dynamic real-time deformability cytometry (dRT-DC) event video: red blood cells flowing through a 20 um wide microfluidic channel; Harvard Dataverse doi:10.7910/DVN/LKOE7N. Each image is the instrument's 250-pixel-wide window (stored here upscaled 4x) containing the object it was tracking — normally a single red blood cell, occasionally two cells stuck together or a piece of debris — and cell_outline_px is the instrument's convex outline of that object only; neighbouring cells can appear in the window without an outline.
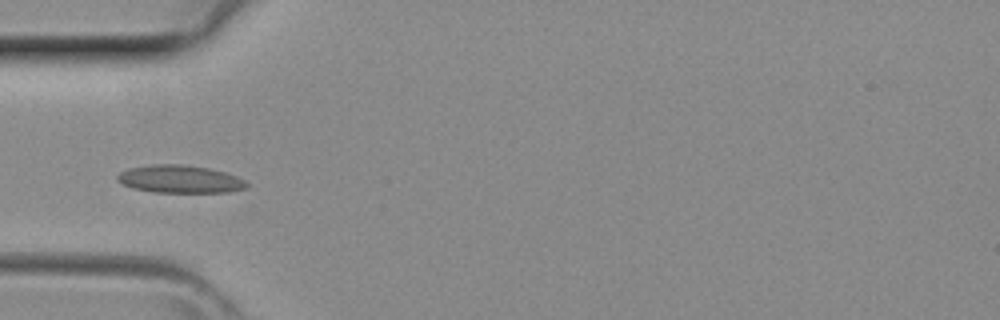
{"species": "common noctule bat (a hibernating species)", "species_latin": "Nyctalus noctula", "temperature_condition": "room temperature", "stored_images_in_passage": 38, "camera_frame_rate_fps": 3000, "um_per_image_px": 0.085, "animal": {"sex": "female", "body_mass_g": 29.2, "forearm_length_mm": 56.3}, "frame": {"image": 1, "passage_image": 10, "time_ms": 3.0, "image_size_px": [1000, 320], "cell_outline_px": [[248, 184], [244, 188], [228, 192], [156, 192], [132, 188], [116, 180], [116, 176], [120, 172], [128, 168], [152, 164], [184, 164], [208, 168], [224, 172], [236, 176], [244, 180]], "centroid_in_image_um": [15.25, 15.21], "position_along_channel_um": 69.7, "area_um2": 20.81}}
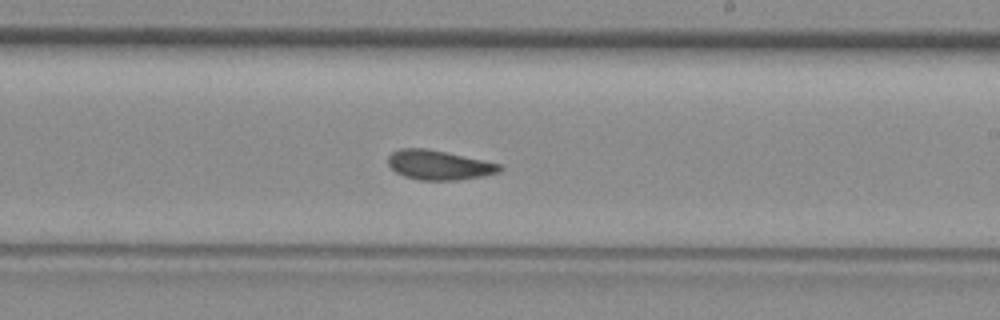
{"frame": {"image": 2, "passage_image": 21, "time_ms": 6.667, "image_size_px": [1000, 320], "cell_outline_px": [[504, 168], [500, 172], [484, 176], [456, 180], [420, 180], [404, 176], [396, 172], [388, 164], [388, 156], [392, 152], [400, 148], [424, 148], [444, 152], [500, 164]], "centroid_in_image_um": [37.3, 14.03], "position_along_channel_um": 251.7, "area_um2": 19.02}}
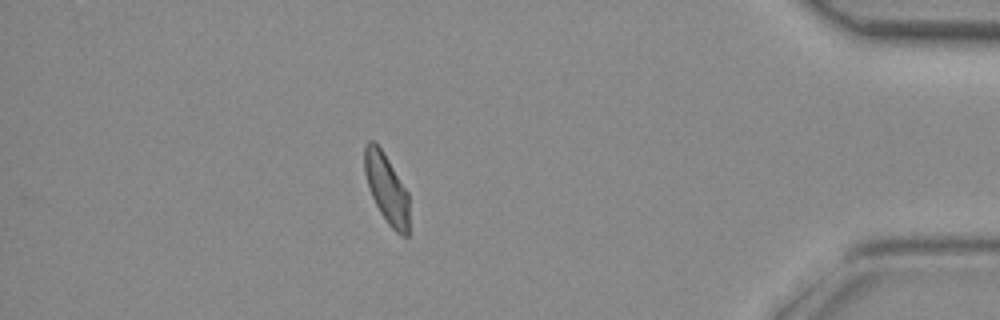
{"frame": {"image": 3, "passage_image": 33, "time_ms": 10.667, "image_size_px": [1000, 320], "cell_outline_px": [[408, 236], [400, 236], [388, 224], [380, 212], [372, 196], [364, 172], [364, 144], [368, 140], [372, 140], [380, 148], [388, 160], [408, 192]], "centroid_in_image_um": [32.85, 16.03], "position_along_channel_um": 402.4, "area_um2": 17.8}}